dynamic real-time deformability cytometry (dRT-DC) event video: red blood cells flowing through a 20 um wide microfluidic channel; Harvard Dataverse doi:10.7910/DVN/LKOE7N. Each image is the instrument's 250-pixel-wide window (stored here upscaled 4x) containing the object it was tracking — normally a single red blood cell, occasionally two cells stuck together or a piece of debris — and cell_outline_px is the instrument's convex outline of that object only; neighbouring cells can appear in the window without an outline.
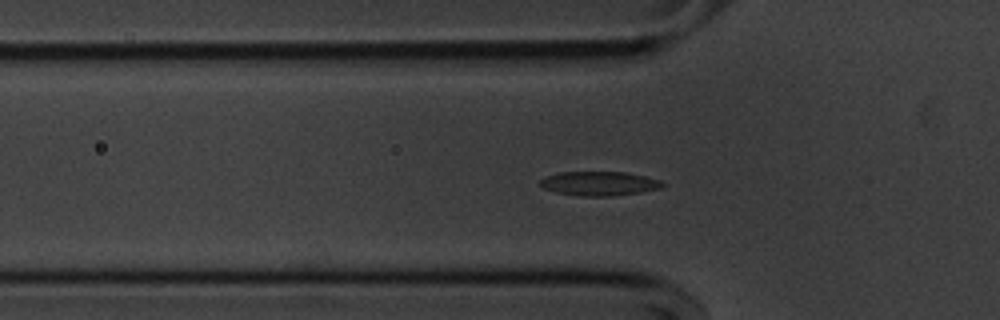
{"species": "common noctule bat (a hibernating species)", "species_latin": "Nyctalus noctula", "temperature_condition": "cold", "stored_images_in_passage": 53, "camera_frame_rate_fps": 3000, "um_per_image_px": 0.085, "animal": {"sex": "male", "body_mass_g": 20.1, "forearm_length_mm": 53.5}, "frame": {"image": 1, "passage_image": 14, "time_ms": 4.333, "image_size_px": [1000, 320], "cell_outline_px": [[668, 184], [660, 188], [640, 192], [612, 196], [580, 196], [556, 192], [544, 188], [540, 184], [540, 180], [548, 176], [560, 172], [624, 172], [644, 176], [660, 180]], "centroid_in_image_um": [50.97, 15.6], "position_along_channel_um": 74.8, "area_um2": 17.11}}
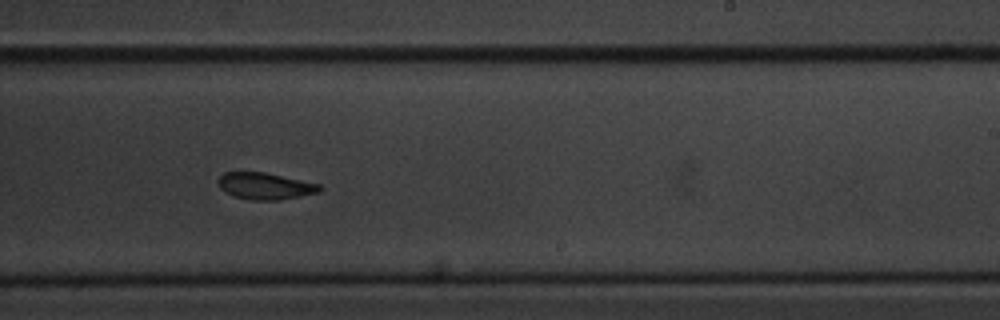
{"frame": {"image": 2, "passage_image": 30, "time_ms": 9.667, "image_size_px": [1000, 320], "cell_outline_px": [[324, 188], [320, 192], [280, 200], [252, 200], [232, 196], [224, 192], [220, 188], [216, 180], [224, 172], [264, 172], [320, 184]], "centroid_in_image_um": [22.52, 15.82], "position_along_channel_um": 266.5, "area_um2": 15.95}}
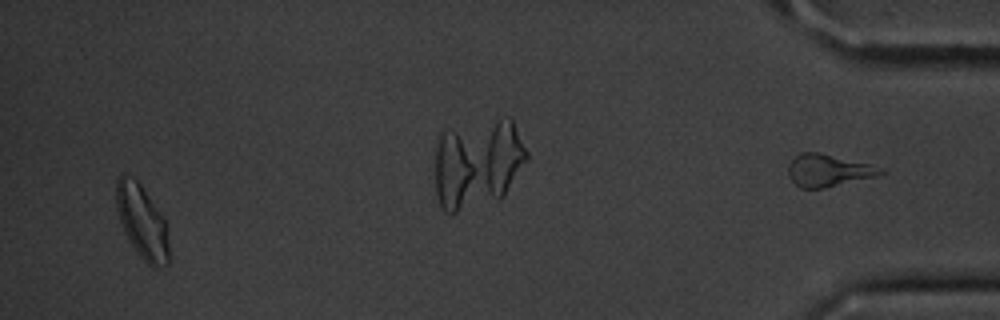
{"frame": {"image": 3, "passage_image": 50, "time_ms": 16.333, "image_size_px": [1000, 320], "cell_outline_px": [[168, 264], [156, 268], [152, 268], [136, 252], [128, 240], [124, 232], [116, 208], [116, 180], [124, 172], [136, 180], [140, 184], [164, 216], [168, 244]], "centroid_in_image_um": [12.06, 18.84], "position_along_channel_um": 423.1, "area_um2": 22.6}, "authors_computed_cell_mechanics": {"area_um2": 16.9354, "velocity_mm_per_s": 3.5822, "shape_relaxation_time_tau1_ms": 4.0504, "shape_relaxation_time_tau2_ms": 8.0773, "deformation_change_tau1": 0.1111, "deformation_change_tau2": 0.1209}}